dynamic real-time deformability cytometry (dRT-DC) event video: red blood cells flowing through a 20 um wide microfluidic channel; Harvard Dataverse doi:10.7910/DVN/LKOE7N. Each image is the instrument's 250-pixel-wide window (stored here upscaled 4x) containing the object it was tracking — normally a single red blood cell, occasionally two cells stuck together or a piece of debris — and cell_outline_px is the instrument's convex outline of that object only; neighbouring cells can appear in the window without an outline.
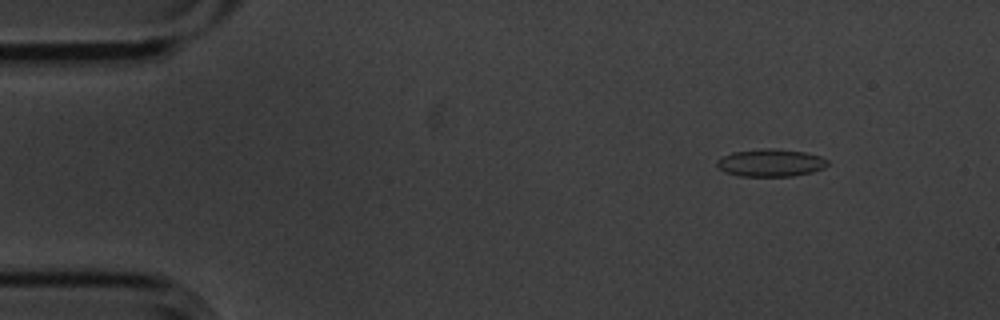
{"species": "common noctule bat (a hibernating species)", "species_latin": "Nyctalus noctula", "temperature_condition": "cold", "stored_images_in_passage": 11, "camera_frame_rate_fps": 3000, "um_per_image_px": 0.085, "animal": {"sex": "male", "body_mass_g": 20.1, "forearm_length_mm": 53.5}, "frame": {"image": 1, "passage_image": 1, "time_ms": 0.0, "image_size_px": [1000, 320], "cell_outline_px": [[828, 164], [824, 168], [812, 172], [792, 176], [740, 176], [724, 172], [716, 164], [716, 160], [720, 156], [732, 152], [764, 148], [776, 148], [804, 152], [820, 156], [828, 160]], "centroid_in_image_um": [65.48, 13.83], "position_along_channel_um": 19.5, "area_um2": 17.92}}
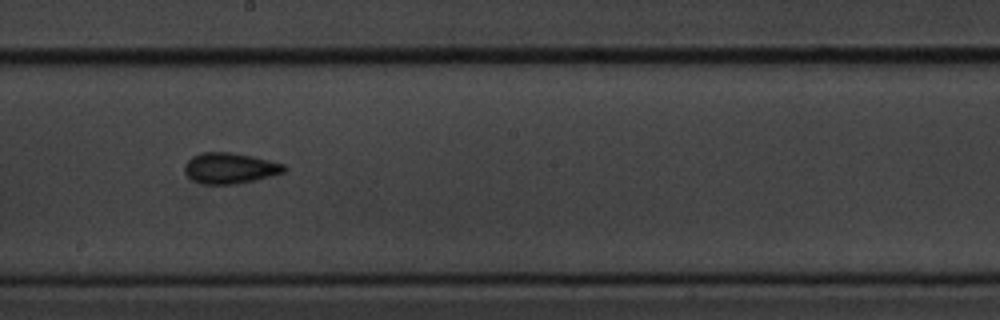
{"frame": {"image": 2, "passage_image": 7, "time_ms": 2.0, "image_size_px": [1000, 320], "cell_outline_px": [[288, 168], [284, 172], [272, 176], [236, 184], [204, 184], [192, 180], [184, 172], [184, 168], [188, 160], [192, 156], [200, 152], [232, 152], [252, 156], [284, 164]], "centroid_in_image_um": [19.54, 14.29], "position_along_channel_um": 228.7, "area_um2": 17.92}}
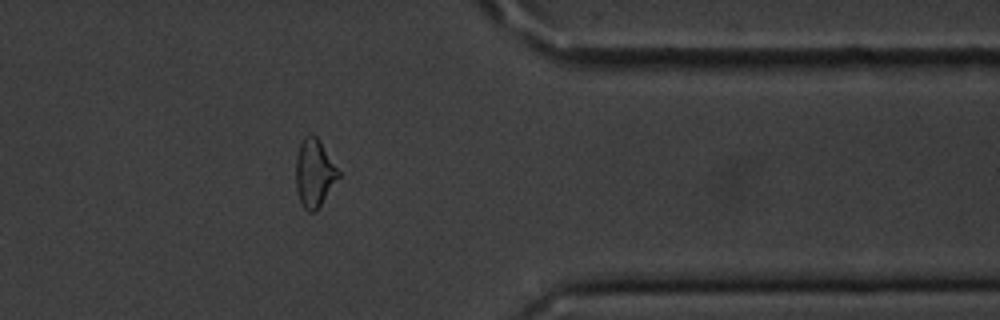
{"frame": {"image": 3, "passage_image": 11, "time_ms": 3.333, "image_size_px": [1000, 320], "cell_outline_px": [[340, 176], [320, 204], [312, 212], [308, 212], [300, 204], [296, 188], [296, 156], [300, 144], [304, 136], [312, 132], [320, 140], [340, 172]], "centroid_in_image_um": [26.7, 14.67], "position_along_channel_um": 384.7, "area_um2": 16.76}}